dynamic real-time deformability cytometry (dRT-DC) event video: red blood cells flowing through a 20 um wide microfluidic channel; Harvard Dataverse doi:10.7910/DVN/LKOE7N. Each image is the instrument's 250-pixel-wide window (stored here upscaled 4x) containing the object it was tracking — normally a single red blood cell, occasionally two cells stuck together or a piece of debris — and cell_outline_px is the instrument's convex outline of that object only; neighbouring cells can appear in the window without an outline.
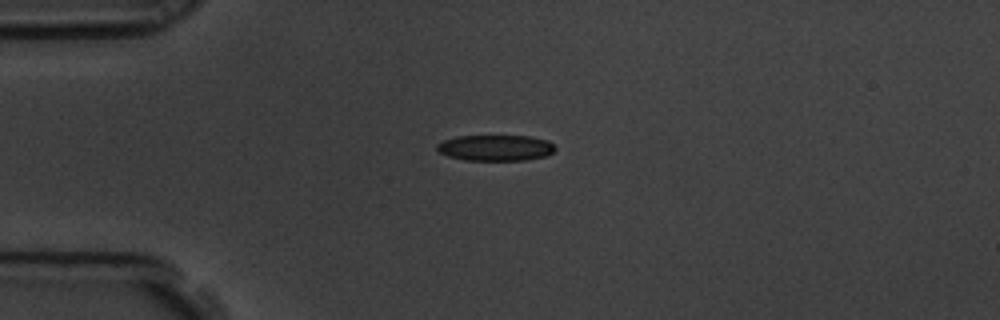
{"species": "common noctule bat (a hibernating species)", "species_latin": "Nyctalus noctula", "temperature_condition": "room temperature", "stored_images_in_passage": 3, "camera_frame_rate_fps": 3000, "um_per_image_px": 0.085, "animal": {"sex": "male", "body_mass_g": 19.5, "forearm_length_mm": 54.6}, "frame": {"image": 1, "passage_image": 1, "time_ms": 0.0, "image_size_px": [1000, 320], "cell_outline_px": [[556, 148], [552, 152], [544, 156], [524, 160], [464, 160], [448, 156], [440, 152], [436, 148], [436, 144], [444, 140], [456, 136], [528, 136], [548, 140]], "centroid_in_image_um": [42.1, 12.56], "position_along_channel_um": 42.9, "area_um2": 17.74}}
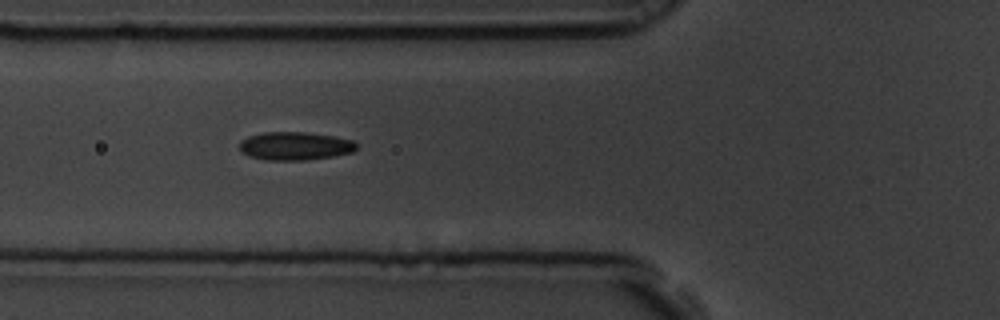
{"frame": {"image": 2, "passage_image": 3, "time_ms": 0.667, "image_size_px": [1000, 320], "cell_outline_px": [[356, 148], [352, 152], [332, 156], [304, 160], [268, 160], [248, 156], [240, 152], [240, 140], [248, 136], [264, 132], [308, 132], [336, 136], [352, 140], [356, 144]], "centroid_in_image_um": [25.04, 12.4], "position_along_channel_um": 100.8, "area_um2": 19.31}}